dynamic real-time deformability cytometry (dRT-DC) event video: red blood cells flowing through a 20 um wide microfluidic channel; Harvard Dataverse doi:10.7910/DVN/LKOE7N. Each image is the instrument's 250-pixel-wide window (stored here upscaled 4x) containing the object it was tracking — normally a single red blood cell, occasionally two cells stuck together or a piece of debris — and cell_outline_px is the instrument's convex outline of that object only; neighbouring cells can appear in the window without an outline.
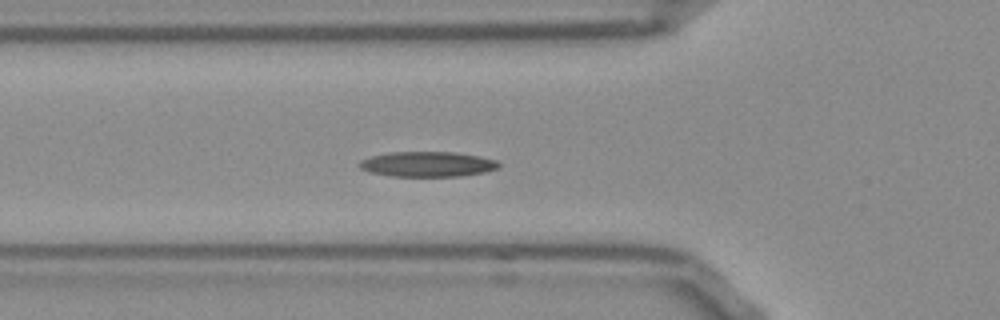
{"species": "Egyptian fruit bat (a non-hibernating species)", "species_latin": "Rousettus aegyptiacus", "temperature_condition": "room temperature", "stored_images_in_passage": 38, "segment_of_instrument_passage": [1, 2], "camera_frame_rate_fps": 3000, "um_per_image_px": 0.085, "frame": {"image": 1, "passage_image": 2, "time_ms": 0.333, "image_size_px": [1000, 320], "cell_outline_px": [[500, 164], [496, 168], [484, 172], [460, 176], [392, 176], [368, 172], [360, 168], [360, 160], [372, 156], [388, 152], [452, 152], [480, 156], [496, 160]], "centroid_in_image_um": [36.31, 13.95], "position_along_channel_um": 89.5, "area_um2": 20.29}}
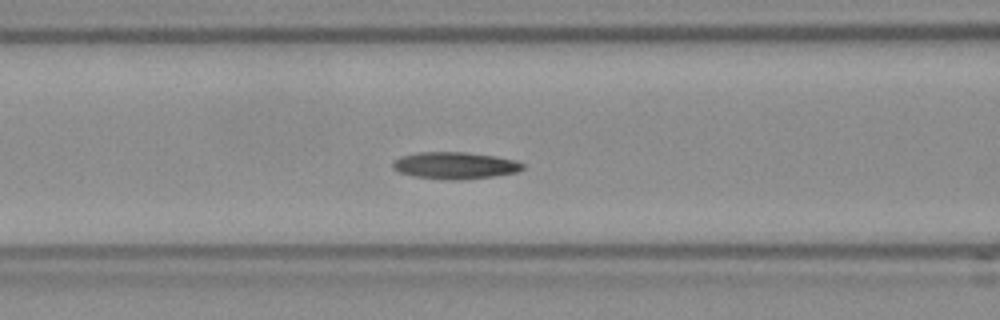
{"frame": {"image": 2, "passage_image": 5, "time_ms": 1.333, "image_size_px": [1000, 320], "cell_outline_px": [[524, 168], [520, 172], [464, 180], [452, 180], [412, 176], [400, 172], [392, 168], [392, 160], [400, 156], [420, 152], [464, 152], [492, 156], [516, 160], [524, 164]], "centroid_in_image_um": [38.66, 14.07], "position_along_channel_um": 127.9, "area_um2": 20.46}}
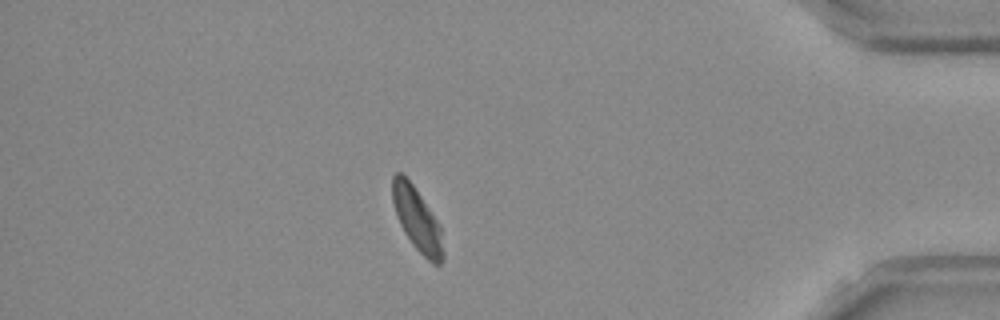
{"frame": {"image": 3, "passage_image": 30, "time_ms": 9.667, "image_size_px": [1000, 320], "cell_outline_px": [[444, 260], [440, 264], [432, 264], [412, 244], [404, 232], [396, 216], [392, 200], [392, 176], [396, 172], [400, 172], [412, 184], [440, 224], [444, 252]], "centroid_in_image_um": [35.46, 18.68], "position_along_channel_um": 399.7, "area_um2": 18.67}}